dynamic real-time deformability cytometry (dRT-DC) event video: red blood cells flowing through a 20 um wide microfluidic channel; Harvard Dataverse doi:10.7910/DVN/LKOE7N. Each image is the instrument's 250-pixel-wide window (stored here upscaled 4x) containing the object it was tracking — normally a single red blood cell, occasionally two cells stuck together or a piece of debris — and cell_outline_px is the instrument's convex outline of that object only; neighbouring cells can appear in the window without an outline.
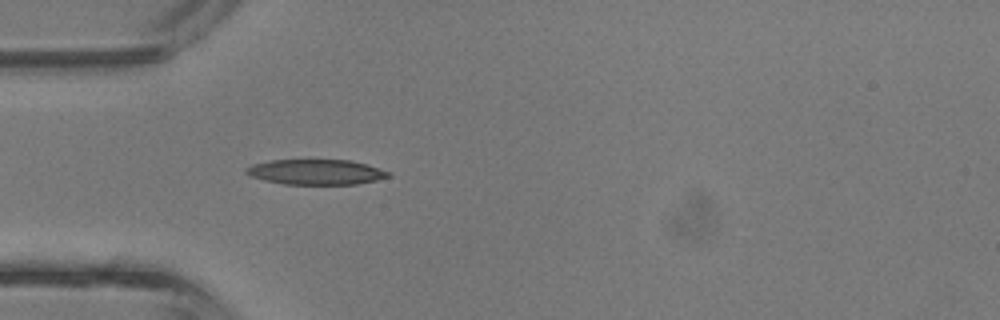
{"species": "common noctule bat (a hibernating species)", "species_latin": "Nyctalus noctula", "temperature_condition": "room temperature", "stored_images_in_passage": 30, "camera_frame_rate_fps": 3000, "um_per_image_px": 0.085, "animal": {"sex": "male", "body_mass_g": 13.3}, "frame": {"image": 1, "passage_image": 1, "time_ms": 0.0, "image_size_px": [1000, 320], "cell_outline_px": [[392, 176], [376, 180], [356, 184], [284, 184], [264, 180], [252, 176], [244, 172], [244, 168], [252, 164], [272, 160], [352, 160], [388, 172]], "centroid_in_image_um": [26.81, 14.62], "position_along_channel_um": 58.2, "area_um2": 20.69}}
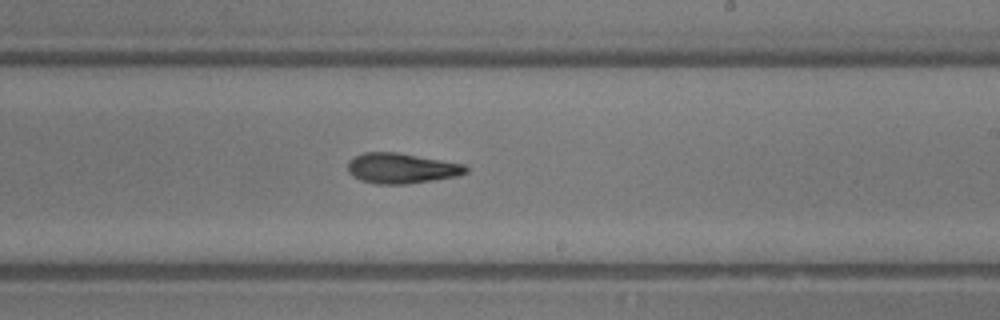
{"frame": {"image": 2, "passage_image": 13, "time_ms": 4.0, "image_size_px": [1000, 320], "cell_outline_px": [[468, 172], [460, 176], [404, 184], [376, 184], [360, 180], [348, 172], [348, 160], [364, 152], [396, 152], [464, 164], [468, 168]], "centroid_in_image_um": [34.13, 14.3], "position_along_channel_um": 254.9, "area_um2": 20.81}}
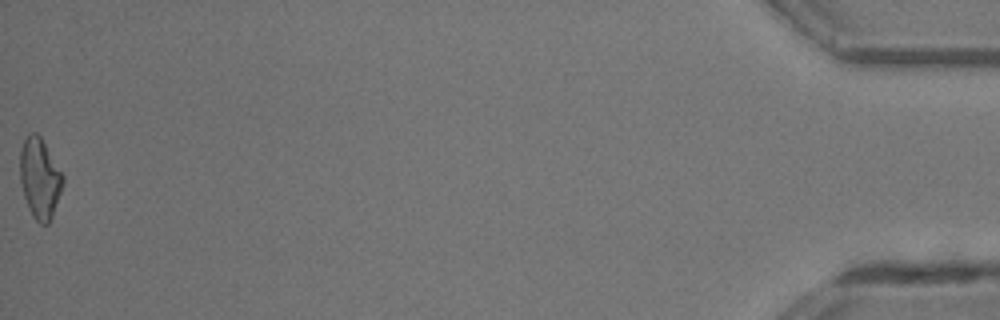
{"frame": {"image": 3, "passage_image": 30, "time_ms": 9.667, "image_size_px": [1000, 320], "cell_outline_px": [[64, 180], [52, 216], [48, 224], [40, 224], [32, 216], [28, 208], [24, 196], [20, 180], [20, 152], [24, 140], [28, 132], [36, 132], [40, 136], [64, 176]], "centroid_in_image_um": [3.36, 15.15], "position_along_channel_um": 431.8, "area_um2": 19.88}, "authors_computed_cell_mechanics": {"area_um2": 20.4034, "velocity_mm_per_s": 4.9986, "shape_relaxation_time_tau1_ms": 5.3628, "shape_relaxation_time_tau2_ms": 6.8538, "deformation_change_tau1": 0.1623, "deformation_change_tau2": 0.2147}}